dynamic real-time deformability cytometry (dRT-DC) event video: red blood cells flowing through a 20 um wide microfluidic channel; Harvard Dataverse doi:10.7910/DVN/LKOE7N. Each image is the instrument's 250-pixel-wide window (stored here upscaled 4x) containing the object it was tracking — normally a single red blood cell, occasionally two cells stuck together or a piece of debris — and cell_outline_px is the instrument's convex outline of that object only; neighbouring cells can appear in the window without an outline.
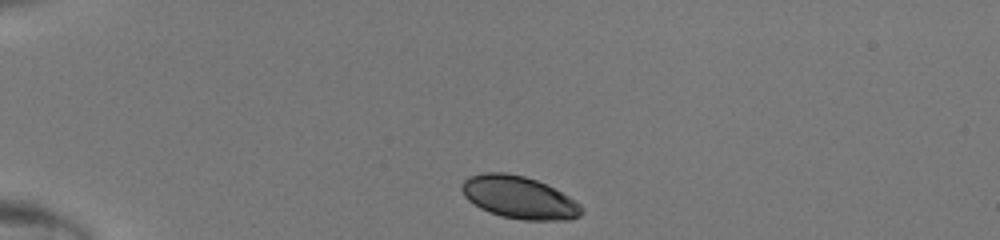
{"species": "human", "species_latin": "Homo sapiens", "temperature_condition": "room temperature", "stored_images_in_passage": 36, "camera_frame_rate_fps": 3000, "um_per_image_px": 0.085, "donor": {"sex": "male"}, "frame": {"image": 1, "passage_image": 1, "time_ms": 0.0, "image_size_px": [1000, 240], "cell_outline_px": [[584, 212], [580, 216], [568, 220], [524, 220], [500, 216], [488, 212], [480, 208], [468, 200], [464, 196], [460, 188], [464, 180], [468, 176], [484, 172], [504, 172], [524, 176], [536, 180], [576, 200], [584, 208]], "centroid_in_image_um": [44.11, 16.79], "position_along_channel_um": 40.9, "area_um2": 29.77}}
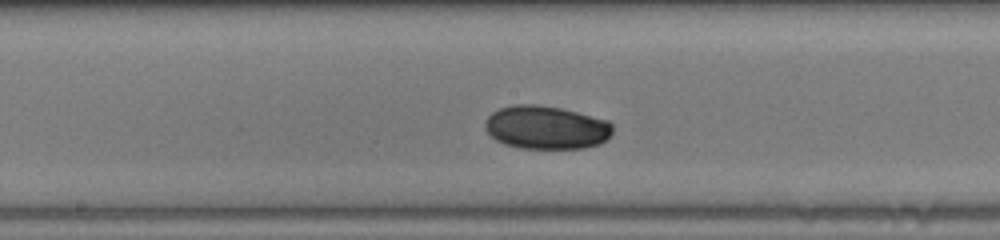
{"frame": {"image": 2, "passage_image": 16, "time_ms": 5.0, "image_size_px": [1000, 240], "cell_outline_px": [[612, 132], [608, 140], [600, 144], [584, 148], [520, 148], [504, 144], [496, 140], [484, 128], [484, 124], [488, 116], [492, 112], [500, 108], [512, 104], [536, 104], [560, 108], [608, 120], [612, 124]], "centroid_in_image_um": [46.43, 10.83], "position_along_channel_um": 201.8, "area_um2": 32.37}}
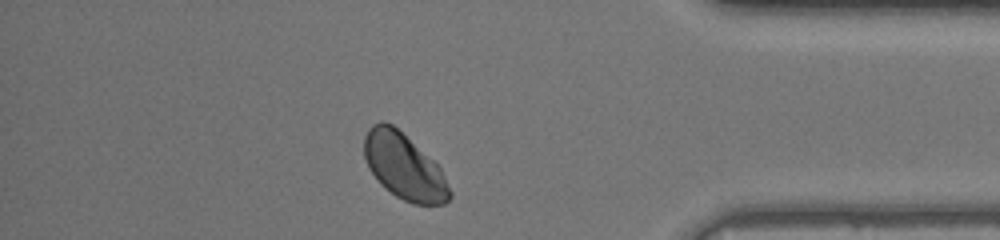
{"frame": {"image": 3, "passage_image": 31, "time_ms": 10.0, "image_size_px": [1000, 240], "cell_outline_px": [[452, 196], [444, 204], [412, 204], [396, 196], [380, 184], [368, 168], [364, 156], [364, 136], [368, 128], [372, 124], [380, 120], [384, 120], [392, 124], [432, 160], [440, 168], [452, 192]], "centroid_in_image_um": [34.31, 14.15], "position_along_channel_um": 400.9, "area_um2": 32.6}}